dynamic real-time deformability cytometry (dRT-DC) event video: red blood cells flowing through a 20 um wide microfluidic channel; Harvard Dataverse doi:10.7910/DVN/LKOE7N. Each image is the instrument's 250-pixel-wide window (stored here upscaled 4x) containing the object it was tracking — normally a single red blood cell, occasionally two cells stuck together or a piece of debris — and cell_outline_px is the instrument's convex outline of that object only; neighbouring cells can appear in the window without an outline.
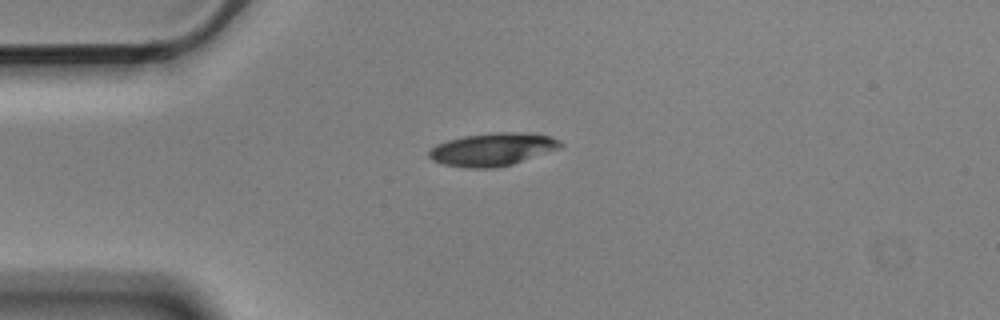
{"species": "Egyptian fruit bat (a non-hibernating species)", "species_latin": "Rousettus aegyptiacus", "temperature_condition": "cold", "stored_images_in_passage": 2, "camera_frame_rate_fps": 3000, "um_per_image_px": 0.085, "animal": {"sex": "male"}, "frame": {"image": 1, "passage_image": 1, "time_ms": 0.0, "image_size_px": [1000, 320], "cell_outline_px": [[564, 144], [560, 148], [512, 164], [492, 168], [468, 168], [444, 164], [432, 160], [428, 156], [428, 152], [436, 144], [448, 140], [464, 136], [496, 132], [512, 132], [552, 136], [560, 140]], "centroid_in_image_um": [41.86, 12.7], "position_along_channel_um": 43.1, "area_um2": 24.97}}